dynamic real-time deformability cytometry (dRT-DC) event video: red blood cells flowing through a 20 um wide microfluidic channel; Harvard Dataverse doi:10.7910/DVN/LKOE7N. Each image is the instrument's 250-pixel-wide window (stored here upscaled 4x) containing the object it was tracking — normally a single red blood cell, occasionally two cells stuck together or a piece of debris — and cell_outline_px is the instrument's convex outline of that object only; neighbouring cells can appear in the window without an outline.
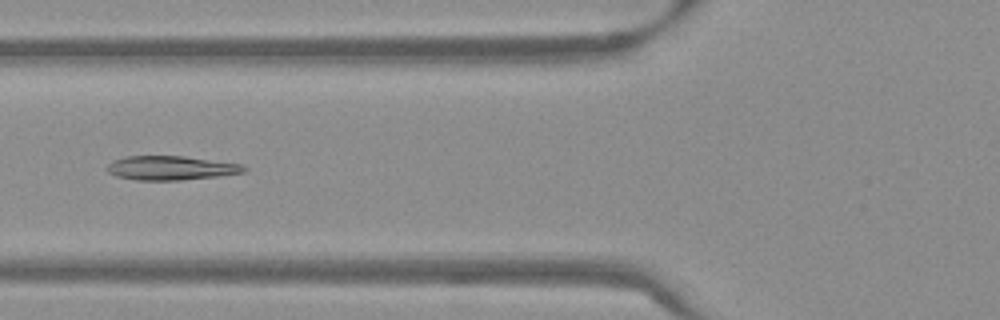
{"species": "Egyptian fruit bat (a non-hibernating species)", "species_latin": "Rousettus aegyptiacus", "temperature_condition": "warm", "stored_images_in_passage": 52, "camera_frame_rate_fps": 3000, "um_per_image_px": 0.085, "frame": {"image": 1, "passage_image": 20, "time_ms": 6.333, "image_size_px": [1000, 320], "cell_outline_px": [[248, 168], [244, 172], [216, 176], [180, 180], [136, 180], [116, 176], [108, 172], [104, 168], [112, 160], [124, 156], [184, 156], [244, 164]], "centroid_in_image_um": [14.5, 14.27], "position_along_channel_um": 111.3, "area_um2": 19.36}}
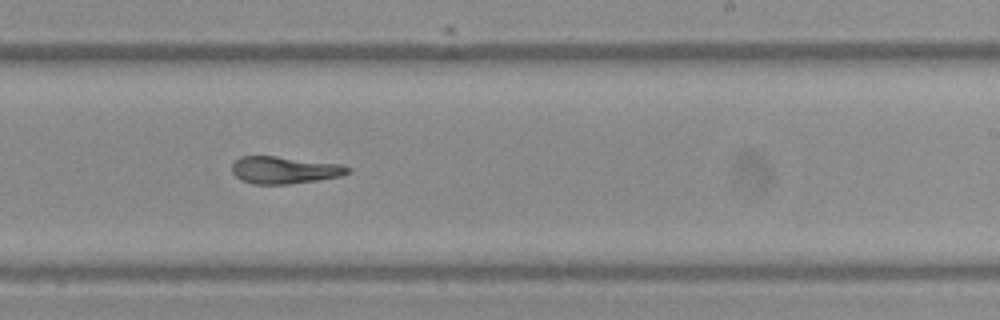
{"frame": {"image": 2, "passage_image": 32, "time_ms": 10.333, "image_size_px": [1000, 320], "cell_outline_px": [[352, 172], [344, 176], [288, 184], [252, 184], [240, 180], [232, 172], [232, 164], [240, 156], [276, 156], [340, 164], [352, 168]], "centroid_in_image_um": [24.2, 14.46], "position_along_channel_um": 264.8, "area_um2": 18.5}}
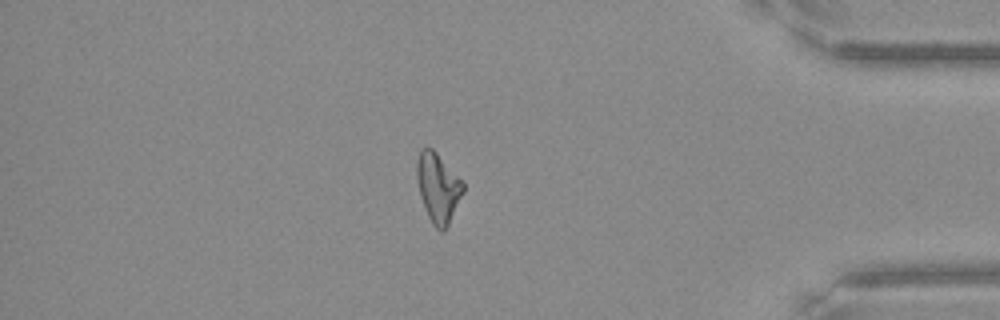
{"frame": {"image": 3, "passage_image": 45, "time_ms": 14.667, "image_size_px": [1000, 320], "cell_outline_px": [[464, 192], [444, 232], [440, 232], [432, 224], [424, 208], [420, 196], [416, 176], [416, 160], [420, 148], [432, 148], [464, 180]], "centroid_in_image_um": [37.23, 15.93], "position_along_channel_um": 398.0, "area_um2": 19.02}, "authors_computed_cell_mechanics": {"area_um2": 19.2185, "velocity_mm_per_s": 3.8377, "shape_relaxation_time_tau1_ms": null, "shape_relaxation_time_tau2_ms": 4.1318, "deformation_change_tau1": null, "deformation_change_tau2": 0.1025}}